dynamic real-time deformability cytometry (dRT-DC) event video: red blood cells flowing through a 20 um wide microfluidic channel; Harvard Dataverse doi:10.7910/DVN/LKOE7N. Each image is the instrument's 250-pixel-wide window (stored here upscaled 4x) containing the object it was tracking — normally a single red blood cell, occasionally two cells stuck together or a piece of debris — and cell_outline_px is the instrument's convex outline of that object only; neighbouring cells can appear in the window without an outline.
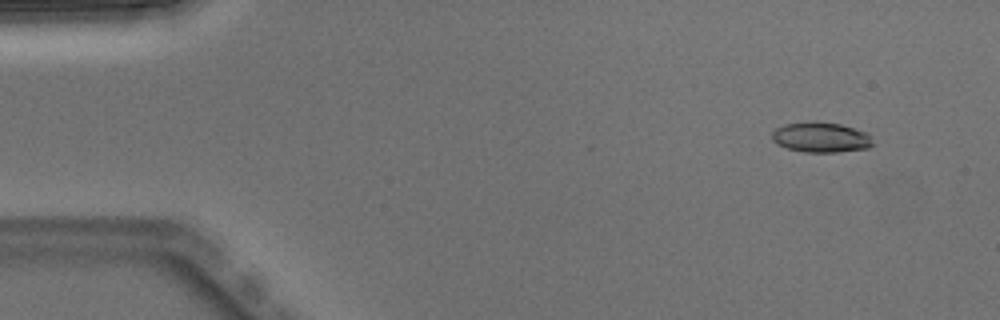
{"species": "Egyptian fruit bat (a non-hibernating species)", "species_latin": "Rousettus aegyptiacus", "temperature_condition": "warm", "stored_images_in_passage": 5, "camera_frame_rate_fps": 3000, "um_per_image_px": 0.085, "animal": {"sex": "male"}, "frame": {"image": 1, "passage_image": 2, "time_ms": 0.333, "image_size_px": [1000, 320], "cell_outline_px": [[872, 144], [868, 148], [836, 152], [804, 152], [788, 148], [776, 144], [772, 140], [772, 132], [776, 128], [784, 124], [808, 120], [816, 120], [840, 124], [868, 132]], "centroid_in_image_um": [69.74, 11.64], "position_along_channel_um": 15.3, "area_um2": 17.98}}